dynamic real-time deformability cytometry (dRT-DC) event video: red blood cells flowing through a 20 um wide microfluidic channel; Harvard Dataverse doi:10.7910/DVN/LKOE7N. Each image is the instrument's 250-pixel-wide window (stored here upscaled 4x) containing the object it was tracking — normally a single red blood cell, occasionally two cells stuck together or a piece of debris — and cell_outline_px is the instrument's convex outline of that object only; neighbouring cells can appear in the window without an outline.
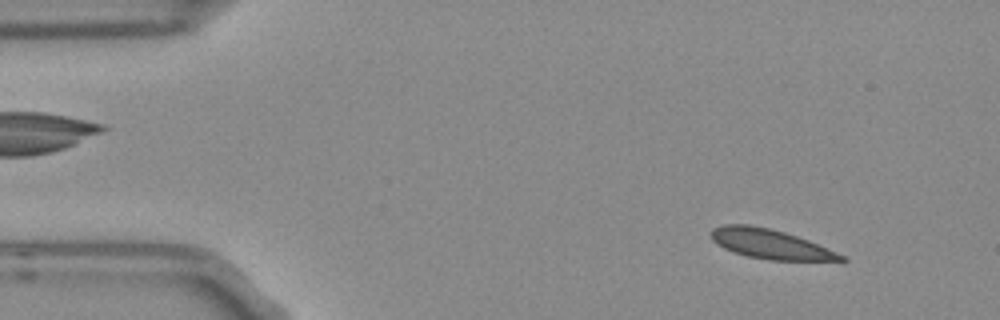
{"species": "Egyptian fruit bat (a non-hibernating species)", "species_latin": "Rousettus aegyptiacus", "temperature_condition": "room temperature", "stored_images_in_passage": 6, "camera_frame_rate_fps": 3000, "um_per_image_px": 0.085, "frame": {"image": 1, "passage_image": 2, "time_ms": 0.333, "image_size_px": [1000, 320], "cell_outline_px": [[848, 260], [768, 260], [748, 256], [732, 252], [716, 244], [712, 240], [712, 228], [724, 224], [748, 224], [768, 228], [784, 232], [808, 240], [844, 256]], "centroid_in_image_um": [65.4, 20.73], "position_along_channel_um": 19.6, "area_um2": 22.02}}
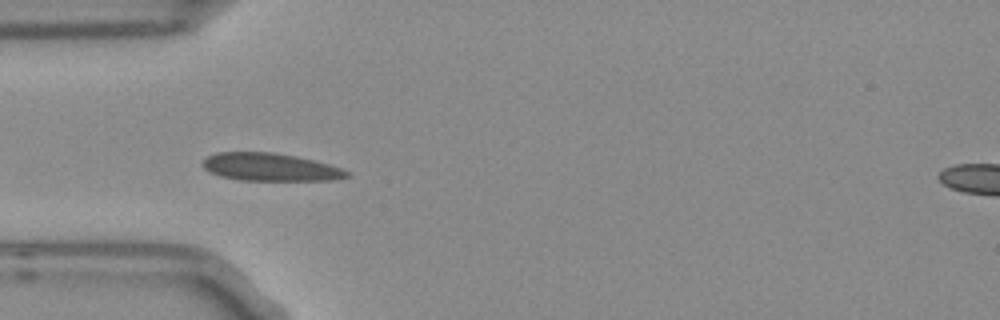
{"frame": {"image": 2, "passage_image": 5, "time_ms": 1.333, "image_size_px": [1000, 320], "cell_outline_px": [[352, 176], [336, 180], [240, 180], [220, 176], [208, 172], [200, 164], [208, 156], [216, 152], [272, 152], [296, 156], [328, 164], [340, 168], [348, 172]], "centroid_in_image_um": [22.94, 14.2], "position_along_channel_um": 62.1, "area_um2": 23.35}}
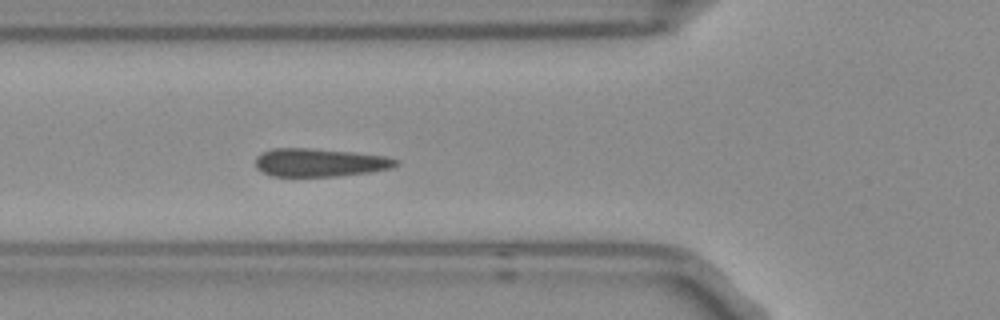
{"frame": {"image": 3, "passage_image": 6, "time_ms": 1.667, "image_size_px": [1000, 320], "cell_outline_px": [[400, 164], [392, 168], [372, 172], [340, 176], [272, 176], [256, 168], [256, 156], [260, 152], [272, 148], [308, 148], [352, 152], [384, 156], [400, 160]], "centroid_in_image_um": [27.2, 13.81], "position_along_channel_um": 98.6, "area_um2": 23.24}}